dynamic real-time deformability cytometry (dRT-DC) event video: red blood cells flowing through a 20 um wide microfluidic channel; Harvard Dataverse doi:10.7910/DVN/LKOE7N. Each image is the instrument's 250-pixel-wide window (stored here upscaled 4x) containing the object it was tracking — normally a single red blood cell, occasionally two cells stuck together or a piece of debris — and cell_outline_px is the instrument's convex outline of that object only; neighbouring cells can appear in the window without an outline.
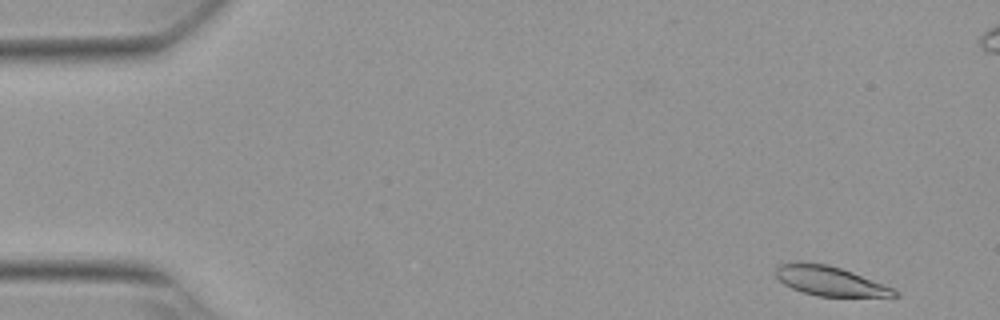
{"species": "Egyptian fruit bat (a non-hibernating species)", "species_latin": "Rousettus aegyptiacus", "temperature_condition": "warm", "stored_images_in_passage": 52, "camera_frame_rate_fps": 3000, "um_per_image_px": 0.085, "animal": {"sex": "female"}, "frame": {"image": 1, "passage_image": 1, "time_ms": 0.0, "image_size_px": [1000, 320], "cell_outline_px": [[900, 296], [816, 296], [792, 288], [784, 284], [776, 276], [776, 268], [780, 264], [796, 260], [800, 260], [828, 264], [852, 272], [892, 288], [900, 292]], "centroid_in_image_um": [70.48, 23.85], "position_along_channel_um": 14.5, "area_um2": 20.35}}
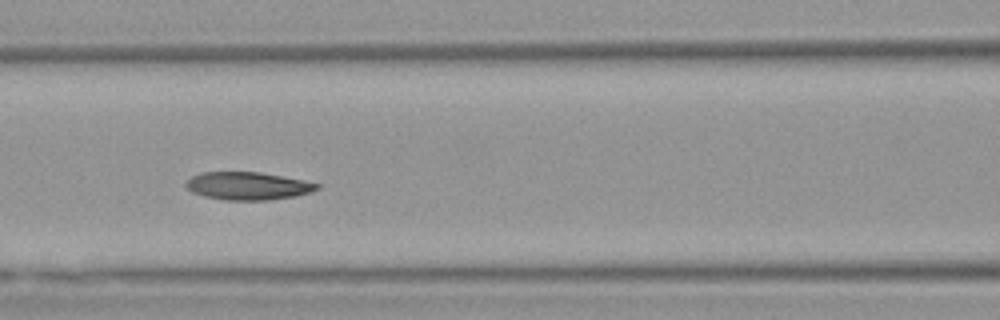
{"frame": {"image": 2, "passage_image": 21, "time_ms": 6.667, "image_size_px": [1000, 320], "cell_outline_px": [[320, 188], [312, 192], [296, 196], [268, 200], [224, 200], [204, 196], [192, 192], [184, 184], [192, 176], [200, 172], [260, 172], [304, 180], [320, 184]], "centroid_in_image_um": [21.09, 15.8], "position_along_channel_um": 145.5, "area_um2": 21.33}}
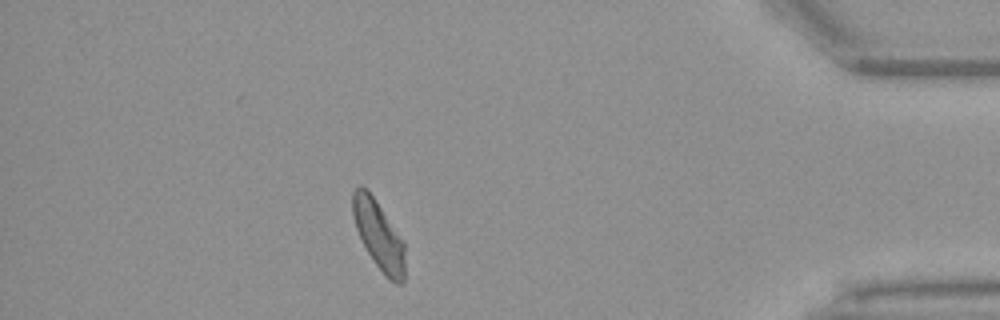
{"frame": {"image": 3, "passage_image": 45, "time_ms": 14.667, "image_size_px": [1000, 320], "cell_outline_px": [[404, 280], [400, 284], [396, 284], [376, 264], [368, 252], [356, 228], [352, 216], [352, 192], [360, 184], [372, 196], [404, 244]], "centroid_in_image_um": [32.15, 19.97], "position_along_channel_um": 403.0, "area_um2": 19.88}, "authors_computed_cell_mechanics": {"area_um2": 21.4149, "velocity_mm_per_s": 3.7838, "shape_relaxation_time_tau1_ms": 5.7833, "shape_relaxation_time_tau2_ms": 3.8714, "deformation_change_tau1": 0.1553, "deformation_change_tau2": 0.0905}}